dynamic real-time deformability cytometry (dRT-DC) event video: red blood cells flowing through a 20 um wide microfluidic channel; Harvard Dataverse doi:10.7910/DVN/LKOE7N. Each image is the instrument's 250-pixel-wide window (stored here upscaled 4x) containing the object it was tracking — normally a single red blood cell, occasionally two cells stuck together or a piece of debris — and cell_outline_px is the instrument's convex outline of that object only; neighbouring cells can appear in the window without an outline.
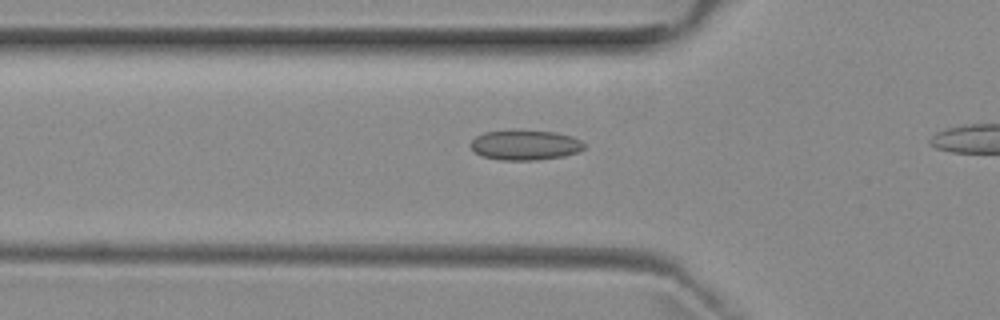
{"species": "common noctule bat (a hibernating species)", "species_latin": "Nyctalus noctula", "temperature_condition": "room temperature", "stored_images_in_passage": 4, "camera_frame_rate_fps": 3000, "um_per_image_px": 0.085, "animal": {"sex": "female", "body_mass_g": 29.2, "forearm_length_mm": 56.3}, "frame": {"image": 1, "passage_image": 3, "time_ms": 2.667, "image_size_px": [1000, 320], "cell_outline_px": [[584, 148], [576, 152], [564, 156], [536, 160], [500, 160], [480, 156], [472, 148], [472, 140], [476, 136], [484, 132], [556, 132], [572, 136], [580, 140], [584, 144]], "centroid_in_image_um": [44.65, 12.36], "position_along_channel_um": 81.2, "area_um2": 19.25}}